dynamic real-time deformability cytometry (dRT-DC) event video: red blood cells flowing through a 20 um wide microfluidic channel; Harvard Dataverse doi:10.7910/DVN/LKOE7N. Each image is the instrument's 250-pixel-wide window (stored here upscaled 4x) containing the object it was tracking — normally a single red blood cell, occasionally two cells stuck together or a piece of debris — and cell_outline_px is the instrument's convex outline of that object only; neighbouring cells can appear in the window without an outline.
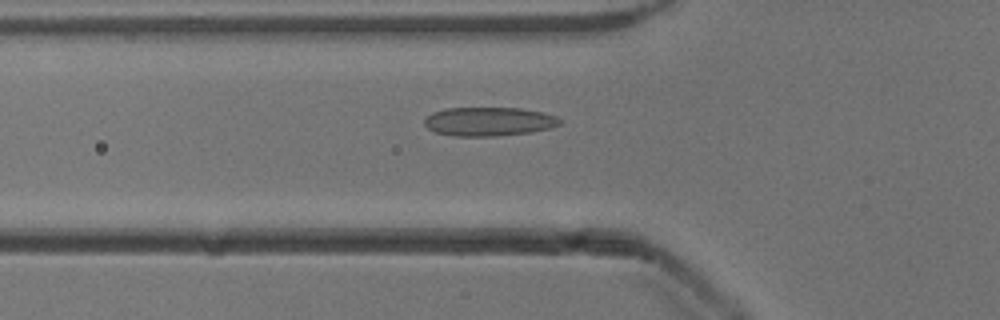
{"species": "common noctule bat (a hibernating species)", "species_latin": "Nyctalus noctula", "temperature_condition": "cold", "stored_images_in_passage": 52, "camera_frame_rate_fps": 3000, "um_per_image_px": 0.085, "animal": {"sex": "male", "body_mass_g": 13.3}, "frame": {"image": 1, "passage_image": 18, "time_ms": 5.667, "image_size_px": [1000, 320], "cell_outline_px": [[560, 124], [548, 128], [528, 132], [496, 136], [452, 136], [436, 132], [428, 128], [424, 124], [424, 120], [432, 112], [444, 108], [520, 108], [544, 112], [556, 116], [560, 120]], "centroid_in_image_um": [41.52, 10.32], "position_along_channel_um": 84.3, "area_um2": 22.66}}
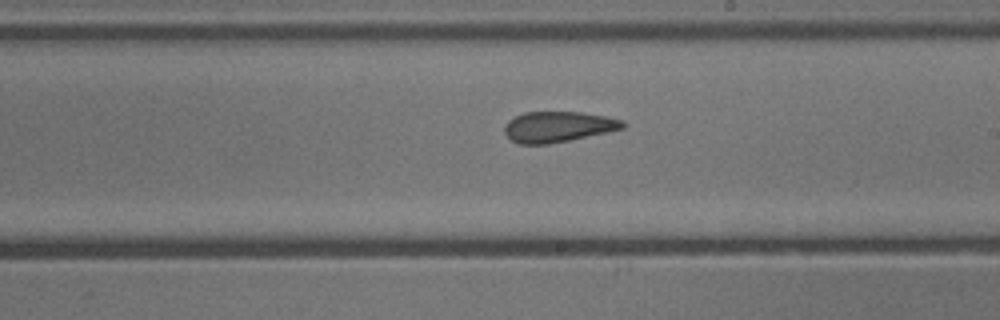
{"frame": {"image": 2, "passage_image": 30, "time_ms": 9.667, "image_size_px": [1000, 320], "cell_outline_px": [[628, 124], [624, 128], [608, 132], [548, 144], [516, 144], [504, 132], [504, 124], [508, 120], [524, 112], [580, 112], [604, 116], [624, 120]], "centroid_in_image_um": [47.43, 10.77], "position_along_channel_um": 241.6, "area_um2": 21.15}}
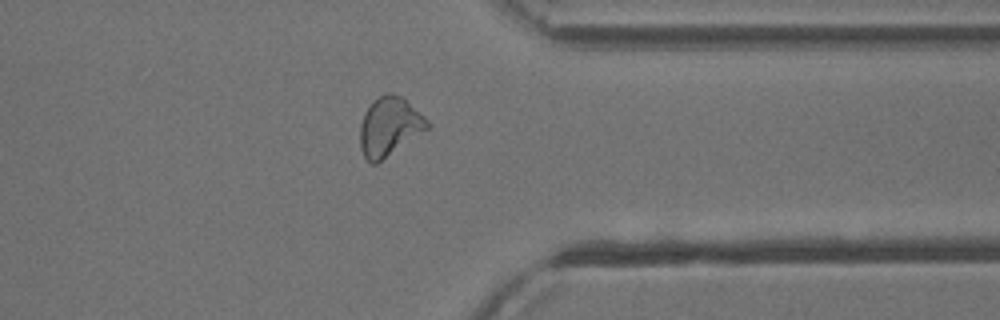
{"frame": {"image": 3, "passage_image": 41, "time_ms": 13.333, "image_size_px": [1000, 320], "cell_outline_px": [[428, 128], [376, 164], [372, 164], [364, 156], [360, 148], [360, 124], [364, 112], [372, 100], [388, 92], [392, 92], [400, 96], [424, 116], [428, 120]], "centroid_in_image_um": [33.05, 10.75], "position_along_channel_um": 378.3, "area_um2": 22.72}, "authors_computed_cell_mechanics": {"area_um2": 22.6865, "velocity_mm_per_s": 3.8982, "shape_relaxation_time_tau1_ms": 10.5176, "shape_relaxation_time_tau2_ms": 1.4917, "deformation_change_tau1": 0.1826, "deformation_change_tau2": 0.0767}}